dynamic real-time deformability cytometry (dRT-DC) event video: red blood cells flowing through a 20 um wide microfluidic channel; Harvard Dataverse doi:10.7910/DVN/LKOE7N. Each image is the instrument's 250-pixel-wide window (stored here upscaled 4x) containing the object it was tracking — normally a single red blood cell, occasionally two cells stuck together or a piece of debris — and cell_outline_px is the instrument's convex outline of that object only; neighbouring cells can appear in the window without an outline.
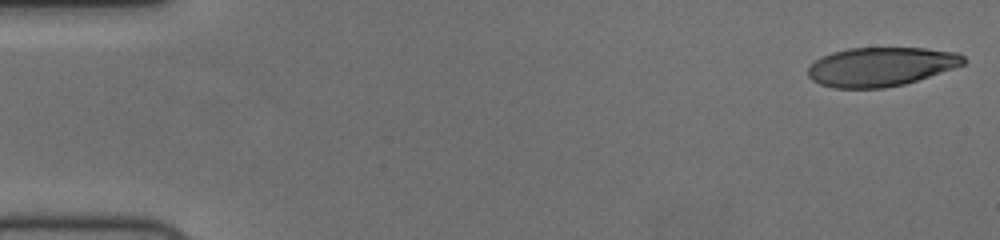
{"species": "human", "species_latin": "Homo sapiens", "temperature_condition": "cold", "stored_images_in_passage": 55, "camera_frame_rate_fps": 3000, "um_per_image_px": 0.085, "donor": {"sex": "female"}, "frame": {"image": 1, "passage_image": 1, "time_ms": 0.0, "image_size_px": [1000, 240], "cell_outline_px": [[964, 64], [904, 84], [884, 88], [836, 88], [820, 84], [812, 80], [808, 76], [808, 68], [820, 56], [832, 52], [848, 48], [924, 48], [960, 52], [964, 56]], "centroid_in_image_um": [74.85, 5.66], "position_along_channel_um": 10.2, "area_um2": 35.2}}
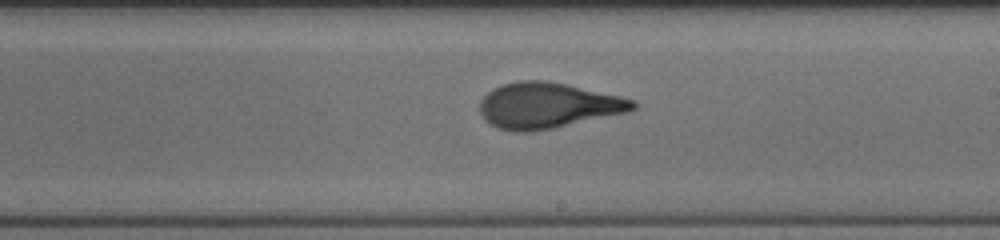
{"frame": {"image": 2, "passage_image": 32, "time_ms": 10.333, "image_size_px": [1000, 240], "cell_outline_px": [[640, 104], [636, 108], [628, 112], [552, 128], [528, 132], [512, 132], [496, 128], [484, 120], [480, 112], [480, 100], [492, 88], [504, 84], [520, 80], [544, 80], [568, 84], [620, 96], [636, 100]], "centroid_in_image_um": [46.56, 8.96], "position_along_channel_um": 242.4, "area_um2": 40.98}}
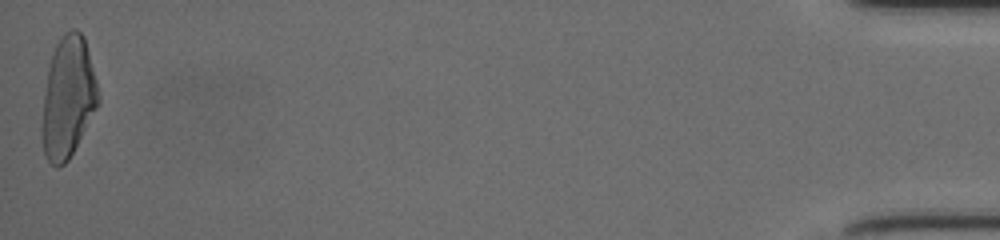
{"frame": {"image": 3, "passage_image": 55, "time_ms": 18.0, "image_size_px": [1000, 240], "cell_outline_px": [[100, 100], [96, 108], [68, 160], [64, 164], [56, 168], [48, 160], [44, 152], [40, 128], [44, 96], [48, 68], [56, 44], [64, 32], [72, 28], [76, 28], [84, 36], [96, 80], [100, 96]], "centroid_in_image_um": [5.76, 8.27], "position_along_channel_um": 429.4, "area_um2": 39.42}, "authors_computed_cell_mechanics": {"area_um2": 39.015, "velocity_mm_per_s": 3.7295, "shape_relaxation_time_tau1_ms": 4.9666, "shape_relaxation_time_tau2_ms": 1.0981, "deformation_change_tau1": 0.2282, "deformation_change_tau2": 0.0852}}